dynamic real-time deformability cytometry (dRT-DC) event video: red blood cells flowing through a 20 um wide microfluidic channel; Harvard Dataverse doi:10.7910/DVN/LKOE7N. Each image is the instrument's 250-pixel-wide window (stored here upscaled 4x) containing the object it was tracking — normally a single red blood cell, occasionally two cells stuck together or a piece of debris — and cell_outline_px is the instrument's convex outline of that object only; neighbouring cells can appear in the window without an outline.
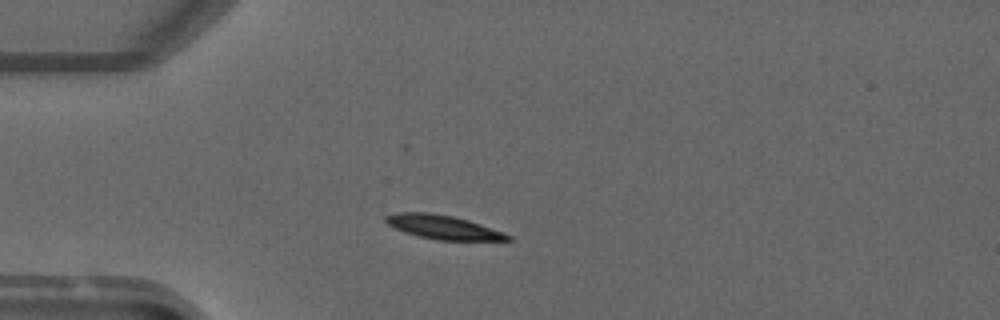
{"species": "common noctule bat (a hibernating species)", "species_latin": "Nyctalus noctula", "temperature_condition": "warm", "stored_images_in_passage": 3, "camera_frame_rate_fps": 3000, "um_per_image_px": 0.085, "animal": {"sex": "male", "forearm_length_mm": 52.5}, "frame": {"image": 1, "passage_image": 2, "time_ms": 1.333, "image_size_px": [1000, 320], "cell_outline_px": [[512, 240], [436, 240], [404, 232], [388, 224], [384, 220], [384, 216], [396, 212], [432, 212], [452, 216], [468, 220], [504, 232], [512, 236]], "centroid_in_image_um": [37.65, 19.3], "position_along_channel_um": 47.3, "area_um2": 16.99}}